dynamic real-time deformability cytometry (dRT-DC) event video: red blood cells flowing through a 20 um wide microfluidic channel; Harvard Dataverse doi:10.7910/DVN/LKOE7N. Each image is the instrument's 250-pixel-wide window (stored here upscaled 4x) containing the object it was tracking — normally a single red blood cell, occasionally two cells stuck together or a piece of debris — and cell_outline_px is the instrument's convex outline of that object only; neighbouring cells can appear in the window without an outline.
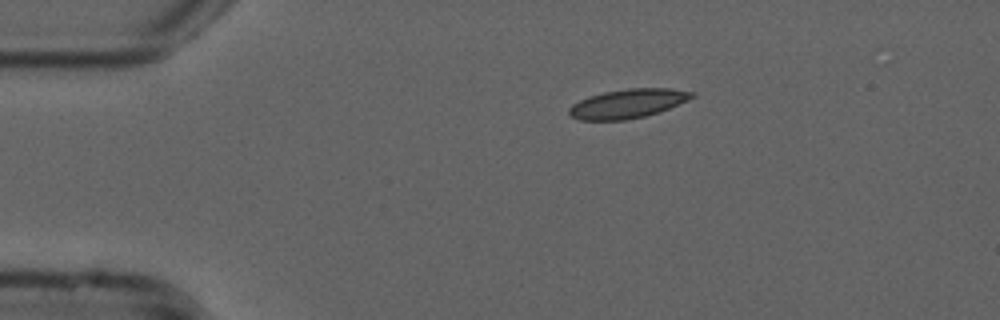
{"species": "common noctule bat (a hibernating species)", "species_latin": "Nyctalus noctula", "temperature_condition": "cold", "stored_images_in_passage": 15, "camera_frame_rate_fps": 3000, "um_per_image_px": 0.085, "animal": {"sex": "male", "forearm_length_mm": 52.5}, "frame": {"image": 1, "passage_image": 1, "time_ms": 0.0, "image_size_px": [1000, 320], "cell_outline_px": [[696, 96], [688, 100], [660, 112], [644, 116], [624, 120], [580, 120], [572, 116], [568, 112], [568, 108], [572, 104], [580, 100], [604, 92], [628, 88], [668, 88], [696, 92]], "centroid_in_image_um": [53.4, 8.8], "position_along_channel_um": 31.6, "area_um2": 20.75}}
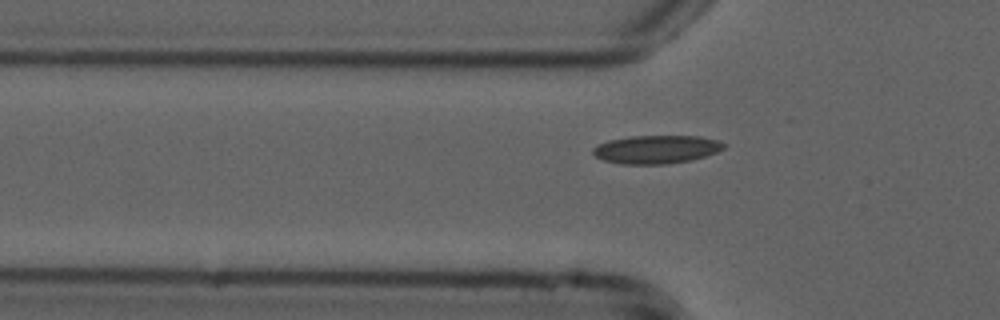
{"frame": {"image": 2, "passage_image": 8, "time_ms": 2.333, "image_size_px": [1000, 320], "cell_outline_px": [[724, 148], [716, 152], [704, 156], [688, 160], [668, 164], [620, 164], [604, 160], [596, 156], [592, 152], [592, 148], [608, 140], [632, 136], [700, 136], [716, 140], [724, 144]], "centroid_in_image_um": [55.76, 12.69], "position_along_channel_um": 70.0, "area_um2": 21.33}}
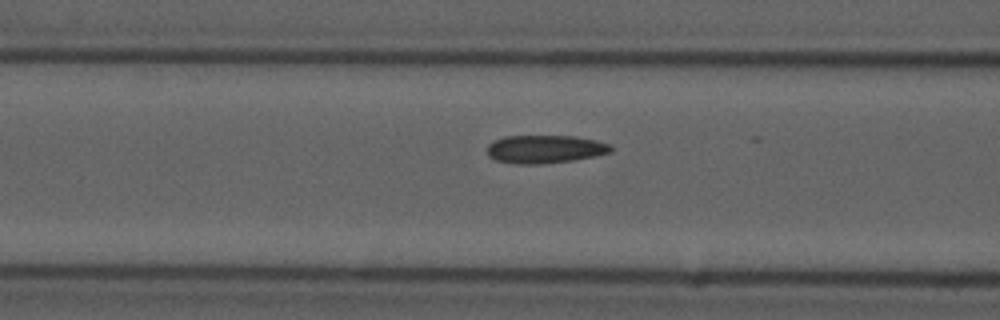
{"frame": {"image": 3, "passage_image": 12, "time_ms": 3.667, "image_size_px": [1000, 320], "cell_outline_px": [[612, 152], [596, 156], [572, 160], [544, 164], [512, 164], [496, 160], [488, 156], [488, 144], [504, 136], [576, 136], [596, 140], [612, 144]], "centroid_in_image_um": [46.35, 12.68], "position_along_channel_um": 120.3, "area_um2": 20.46}}